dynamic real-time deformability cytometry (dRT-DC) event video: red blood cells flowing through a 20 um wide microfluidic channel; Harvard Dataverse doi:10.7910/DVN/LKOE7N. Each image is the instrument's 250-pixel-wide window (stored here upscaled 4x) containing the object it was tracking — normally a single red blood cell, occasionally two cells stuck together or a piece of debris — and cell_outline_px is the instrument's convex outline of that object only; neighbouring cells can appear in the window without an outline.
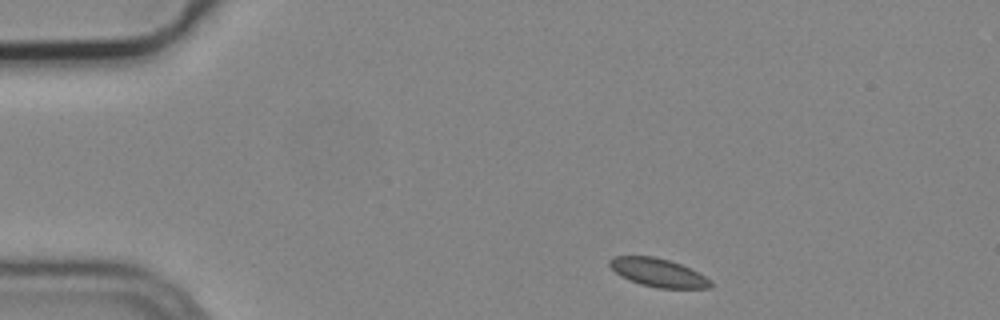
{"species": "common noctule bat (a hibernating species)", "species_latin": "Nyctalus noctula", "temperature_condition": "cold", "stored_images_in_passage": 3, "camera_frame_rate_fps": 3000, "um_per_image_px": 0.085, "animal": {"sex": "male", "body_mass_g": 19.2, "forearm_length_mm": 51.8}, "frame": {"image": 1, "passage_image": 1, "time_ms": 0.0, "image_size_px": [1000, 320], "cell_outline_px": [[712, 288], [656, 288], [640, 284], [628, 280], [620, 276], [608, 264], [608, 260], [616, 256], [652, 256], [668, 260], [680, 264], [704, 276], [712, 284]], "centroid_in_image_um": [55.89, 23.18], "position_along_channel_um": 29.1, "area_um2": 16.47}}